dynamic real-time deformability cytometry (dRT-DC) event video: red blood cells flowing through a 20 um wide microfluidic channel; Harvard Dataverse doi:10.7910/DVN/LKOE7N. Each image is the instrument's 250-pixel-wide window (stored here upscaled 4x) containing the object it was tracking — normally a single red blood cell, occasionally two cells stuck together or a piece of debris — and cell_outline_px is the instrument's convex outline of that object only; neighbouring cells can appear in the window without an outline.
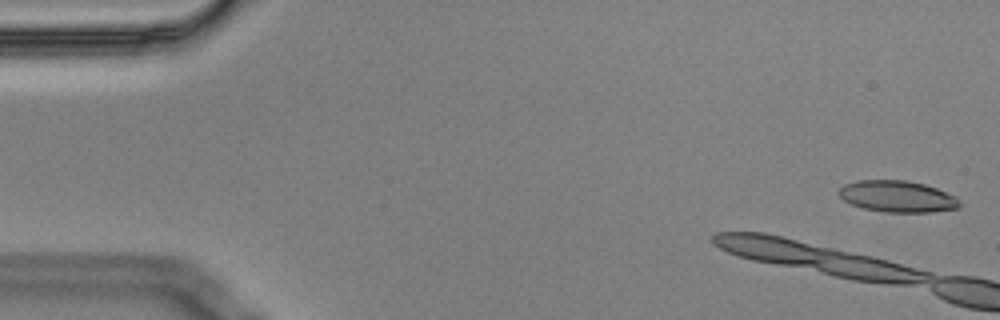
{"species": "Egyptian fruit bat (a non-hibernating species)", "species_latin": "Rousettus aegyptiacus", "temperature_condition": "cold", "stored_images_in_passage": 3, "camera_frame_rate_fps": 3000, "um_per_image_px": 0.085, "animal": {"sex": "male"}, "frame": {"image": 1, "passage_image": 1, "time_ms": 0.0, "image_size_px": [1000, 320], "cell_outline_px": [[960, 204], [956, 208], [932, 212], [888, 212], [864, 208], [852, 204], [844, 200], [840, 196], [840, 188], [844, 184], [860, 180], [904, 180], [924, 184], [936, 188], [956, 196], [960, 200]], "centroid_in_image_um": [76.3, 16.69], "position_along_channel_um": 8.7, "area_um2": 21.91}}